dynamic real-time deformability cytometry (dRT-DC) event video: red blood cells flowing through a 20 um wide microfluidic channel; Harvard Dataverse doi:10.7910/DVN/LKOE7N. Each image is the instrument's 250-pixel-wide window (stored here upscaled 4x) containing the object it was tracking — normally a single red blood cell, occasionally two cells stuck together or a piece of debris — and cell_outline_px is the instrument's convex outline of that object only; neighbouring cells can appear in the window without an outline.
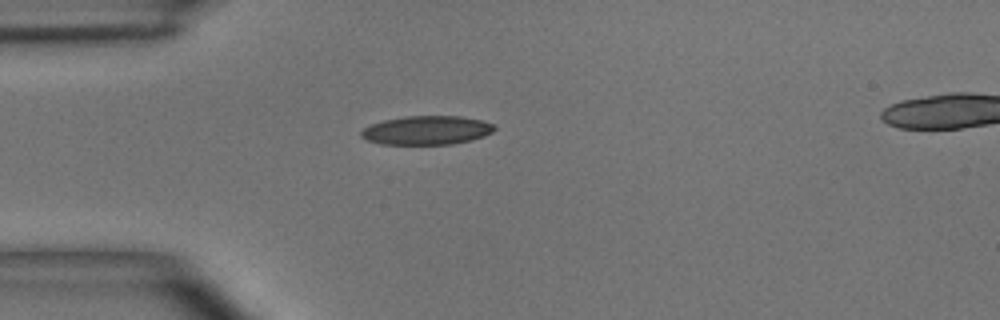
{"species": "common noctule bat (a hibernating species)", "species_latin": "Nyctalus noctula", "temperature_condition": "room temperature", "stored_images_in_passage": 2, "segment_of_instrument_passage": [1, 2], "camera_frame_rate_fps": 3000, "um_per_image_px": 0.085, "animal": {"sex": "male", "body_mass_g": 15.6}, "frame": {"image": 1, "passage_image": 1, "time_ms": 0.0, "image_size_px": [1000, 320], "cell_outline_px": [[496, 128], [492, 132], [484, 136], [472, 140], [452, 144], [380, 144], [368, 140], [360, 136], [360, 132], [364, 128], [372, 124], [384, 120], [404, 116], [460, 116], [480, 120], [492, 124]], "centroid_in_image_um": [36.26, 11.07], "position_along_channel_um": 48.7, "area_um2": 22.31}}